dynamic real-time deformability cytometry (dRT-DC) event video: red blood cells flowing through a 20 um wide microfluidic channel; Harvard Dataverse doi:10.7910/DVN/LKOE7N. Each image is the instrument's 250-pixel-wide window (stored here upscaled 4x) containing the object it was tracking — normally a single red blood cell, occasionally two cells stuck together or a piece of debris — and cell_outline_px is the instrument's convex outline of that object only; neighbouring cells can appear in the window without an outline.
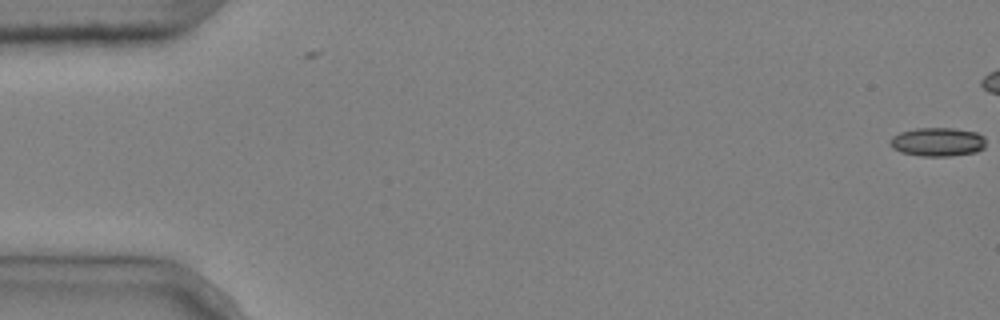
{"species": "common noctule bat (a hibernating species)", "species_latin": "Nyctalus noctula", "temperature_condition": "cold", "stored_images_in_passage": 8, "camera_frame_rate_fps": 3000, "um_per_image_px": 0.085, "animal": {"sex": "male", "body_mass_g": 20.4}, "frame": {"image": 1, "passage_image": 1, "time_ms": 0.0, "image_size_px": [1000, 320], "cell_outline_px": [[984, 148], [976, 152], [948, 156], [920, 156], [900, 152], [892, 148], [888, 144], [892, 136], [900, 132], [916, 128], [956, 128], [976, 132], [984, 136]], "centroid_in_image_um": [79.67, 12.06], "position_along_channel_um": 5.3, "area_um2": 16.18}}